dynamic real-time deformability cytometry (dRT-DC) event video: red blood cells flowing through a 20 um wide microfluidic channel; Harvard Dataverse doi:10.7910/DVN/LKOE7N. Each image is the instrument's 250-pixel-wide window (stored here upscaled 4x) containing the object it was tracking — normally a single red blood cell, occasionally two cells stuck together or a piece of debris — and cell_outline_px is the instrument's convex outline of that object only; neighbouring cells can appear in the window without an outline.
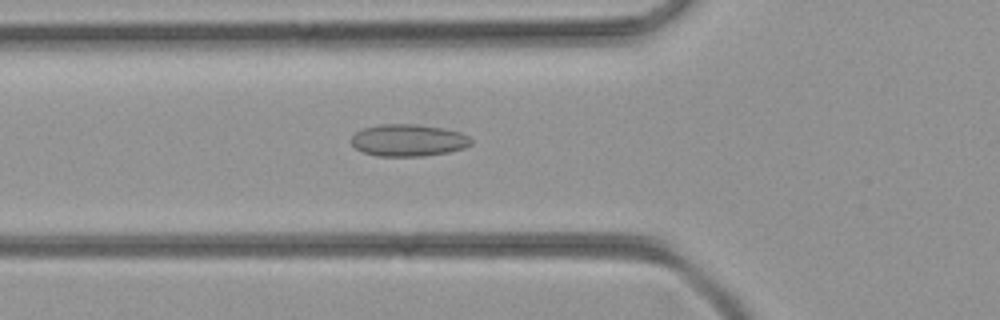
{"species": "common noctule bat (a hibernating species)", "species_latin": "Nyctalus noctula", "temperature_condition": "room temperature", "stored_images_in_passage": 27, "camera_frame_rate_fps": 3000, "um_per_image_px": 0.085, "animal": {"sex": "female", "body_mass_g": 21.9}, "frame": {"image": 1, "passage_image": 5, "time_ms": 1.333, "image_size_px": [1000, 320], "cell_outline_px": [[472, 144], [464, 148], [448, 152], [424, 156], [376, 156], [364, 152], [356, 148], [352, 144], [352, 136], [356, 132], [364, 128], [380, 124], [416, 124], [444, 128], [460, 132], [468, 136], [472, 140]], "centroid_in_image_um": [34.73, 11.92], "position_along_channel_um": 91.1, "area_um2": 22.37}}
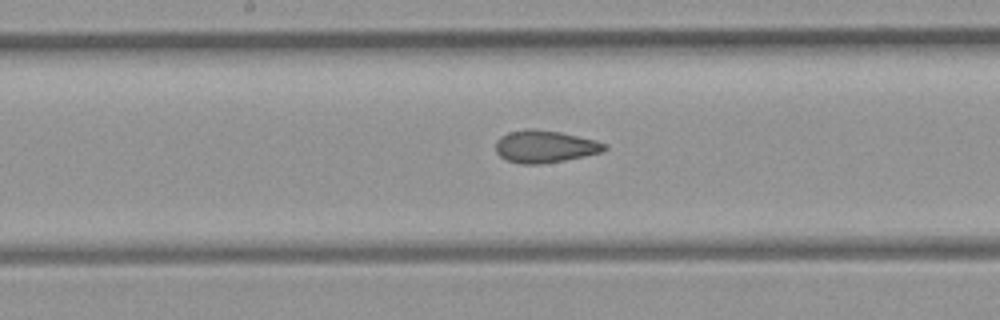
{"frame": {"image": 2, "passage_image": 13, "time_ms": 4.0, "image_size_px": [1000, 320], "cell_outline_px": [[608, 148], [600, 152], [584, 156], [564, 160], [540, 164], [520, 164], [508, 160], [500, 156], [496, 152], [496, 140], [500, 136], [508, 132], [528, 128], [560, 132], [596, 140], [608, 144]], "centroid_in_image_um": [46.3, 12.45], "position_along_channel_um": 201.9, "area_um2": 20.46}}
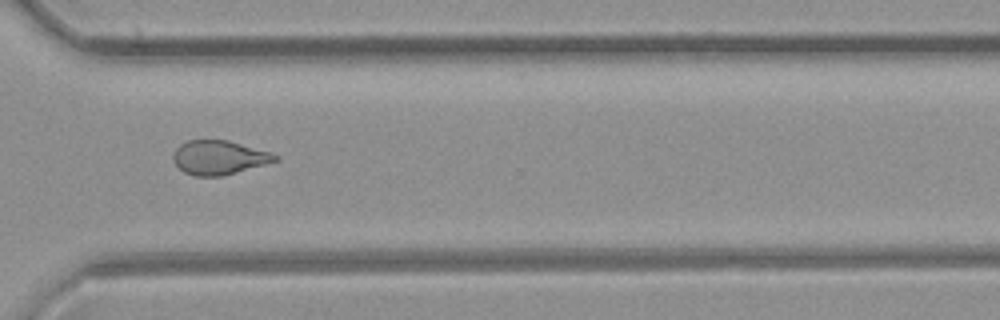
{"frame": {"image": 3, "passage_image": 24, "time_ms": 7.667, "image_size_px": [1000, 320], "cell_outline_px": [[280, 160], [220, 176], [196, 176], [184, 172], [172, 160], [172, 156], [176, 148], [180, 144], [188, 140], [228, 140], [272, 152], [280, 156]], "centroid_in_image_um": [18.63, 13.37], "position_along_channel_um": 352.0, "area_um2": 20.23}}